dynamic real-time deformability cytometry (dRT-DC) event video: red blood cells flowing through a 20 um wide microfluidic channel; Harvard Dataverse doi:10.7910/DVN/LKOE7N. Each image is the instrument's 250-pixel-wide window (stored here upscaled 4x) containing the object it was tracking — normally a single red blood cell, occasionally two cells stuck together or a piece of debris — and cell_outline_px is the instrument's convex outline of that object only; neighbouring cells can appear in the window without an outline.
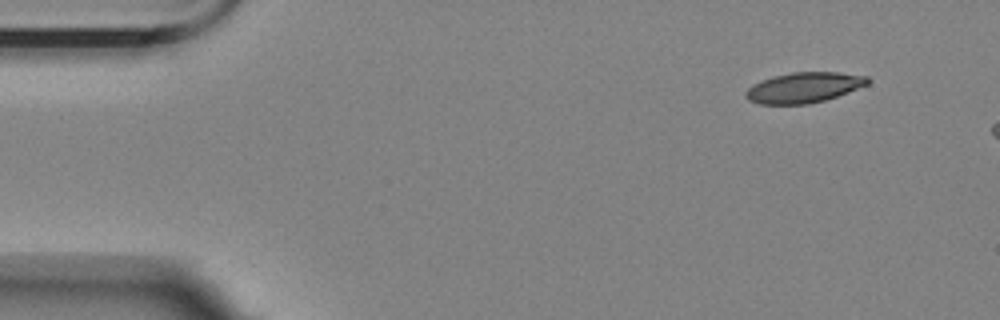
{"species": "Egyptian fruit bat (a non-hibernating species)", "species_latin": "Rousettus aegyptiacus", "temperature_condition": "room temperature", "stored_images_in_passage": 3, "camera_frame_rate_fps": 3000, "um_per_image_px": 0.085, "animal": {"sex": "female"}, "frame": {"image": 1, "passage_image": 1, "time_ms": 0.0, "image_size_px": [1000, 320], "cell_outline_px": [[872, 80], [868, 84], [848, 92], [824, 100], [808, 104], [760, 104], [748, 100], [744, 96], [744, 92], [752, 84], [776, 76], [792, 72], [840, 72], [868, 76]], "centroid_in_image_um": [68.34, 7.44], "position_along_channel_um": 16.7, "area_um2": 21.56}}